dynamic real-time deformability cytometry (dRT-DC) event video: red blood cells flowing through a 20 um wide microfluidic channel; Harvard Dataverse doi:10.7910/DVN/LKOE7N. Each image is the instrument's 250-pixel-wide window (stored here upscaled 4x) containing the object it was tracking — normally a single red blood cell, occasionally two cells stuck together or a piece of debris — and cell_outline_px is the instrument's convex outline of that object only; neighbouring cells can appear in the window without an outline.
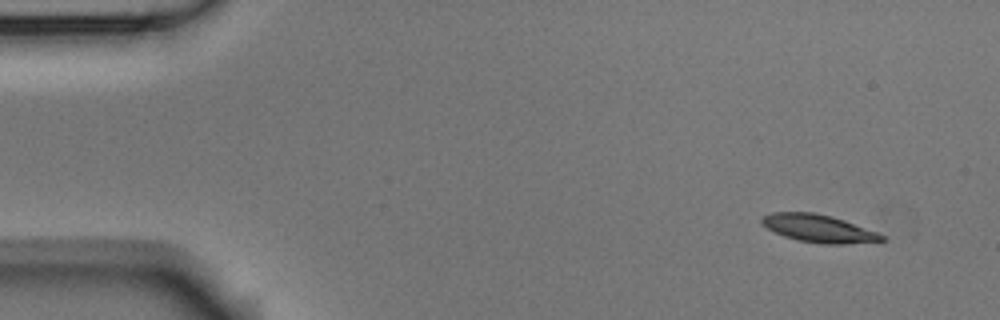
{"species": "Egyptian fruit bat (a non-hibernating species)", "species_latin": "Rousettus aegyptiacus", "temperature_condition": "room temperature", "stored_images_in_passage": 3, "camera_frame_rate_fps": 3000, "um_per_image_px": 0.085, "animal": {"sex": "male"}, "frame": {"image": 1, "passage_image": 1, "time_ms": 0.0, "image_size_px": [1000, 320], "cell_outline_px": [[888, 240], [844, 244], [824, 244], [800, 240], [784, 236], [768, 228], [760, 220], [764, 216], [772, 212], [812, 212], [832, 216], [844, 220], [876, 232], [884, 236]], "centroid_in_image_um": [69.6, 19.41], "position_along_channel_um": 15.4, "area_um2": 19.02}}
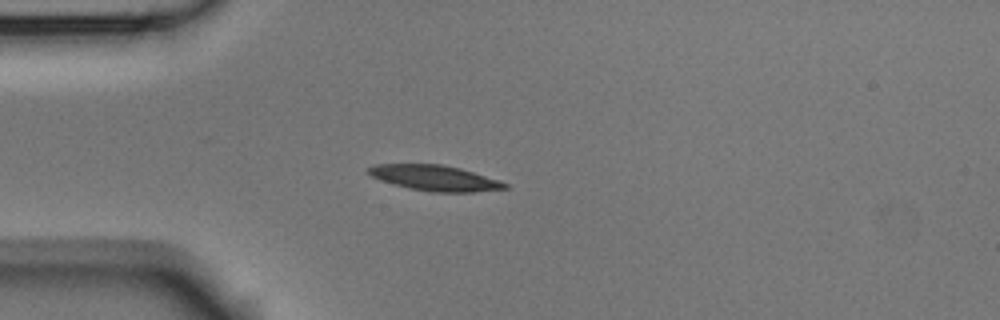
{"frame": {"image": 2, "passage_image": 3, "time_ms": 0.667, "image_size_px": [1000, 320], "cell_outline_px": [[508, 188], [472, 192], [432, 192], [412, 188], [380, 180], [364, 172], [364, 168], [372, 164], [440, 164], [460, 168], [500, 180], [508, 184]], "centroid_in_image_um": [36.92, 15.11], "position_along_channel_um": 48.1, "area_um2": 20.29}}